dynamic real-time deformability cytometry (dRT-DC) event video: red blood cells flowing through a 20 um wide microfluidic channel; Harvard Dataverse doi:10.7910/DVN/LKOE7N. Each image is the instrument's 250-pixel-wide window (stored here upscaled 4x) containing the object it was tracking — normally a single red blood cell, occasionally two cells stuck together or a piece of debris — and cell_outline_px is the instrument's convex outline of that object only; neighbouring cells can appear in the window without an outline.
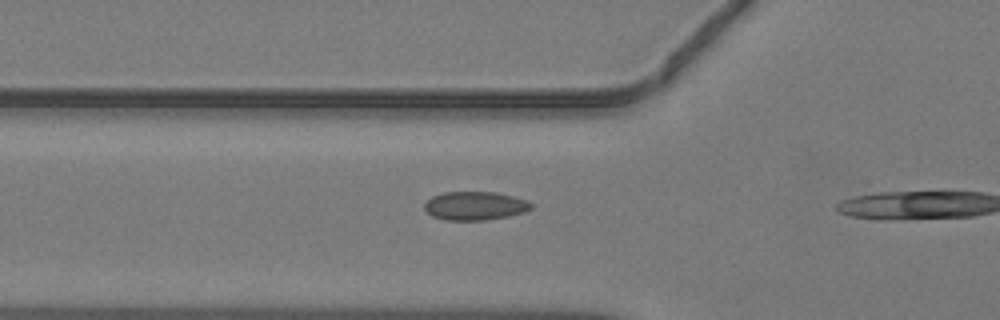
{"species": "common noctule bat (a hibernating species)", "species_latin": "Nyctalus noctula", "temperature_condition": "warm", "stored_images_in_passage": 4, "camera_frame_rate_fps": 3000, "um_per_image_px": 0.085, "animal": {"sex": "male", "body_mass_g": 19.2, "forearm_length_mm": 51.8}, "frame": {"image": 1, "passage_image": 3, "time_ms": 0.667, "image_size_px": [1000, 320], "cell_outline_px": [[532, 208], [524, 212], [508, 216], [484, 220], [444, 220], [432, 216], [424, 208], [424, 204], [432, 196], [444, 192], [496, 192], [528, 200], [532, 204]], "centroid_in_image_um": [40.37, 17.49], "position_along_channel_um": 85.4, "area_um2": 17.74}}